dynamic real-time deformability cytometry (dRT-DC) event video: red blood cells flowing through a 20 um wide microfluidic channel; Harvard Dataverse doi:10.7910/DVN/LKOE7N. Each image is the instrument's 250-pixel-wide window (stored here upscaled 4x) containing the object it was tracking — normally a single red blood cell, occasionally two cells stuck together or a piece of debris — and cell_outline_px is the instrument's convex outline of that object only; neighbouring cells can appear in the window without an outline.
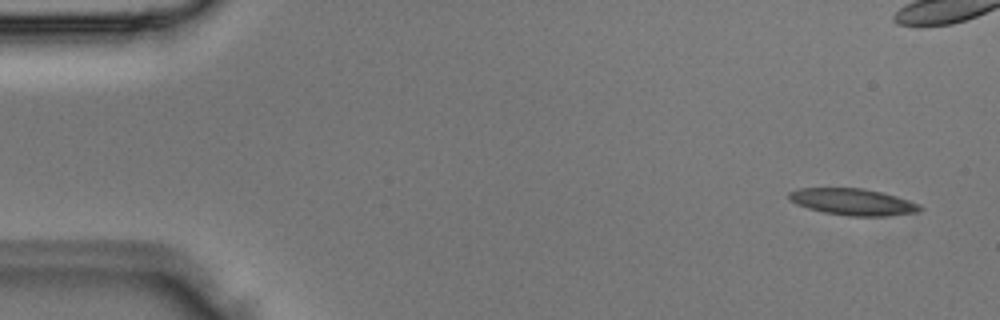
{"species": "Egyptian fruit bat (a non-hibernating species)", "species_latin": "Rousettus aegyptiacus", "temperature_condition": "room temperature", "stored_images_in_passage": 4, "camera_frame_rate_fps": 3000, "um_per_image_px": 0.085, "animal": {"sex": "male"}, "frame": {"image": 1, "passage_image": 1, "time_ms": 0.0, "image_size_px": [1000, 320], "cell_outline_px": [[924, 208], [920, 212], [888, 216], [848, 216], [824, 212], [808, 208], [796, 204], [788, 196], [788, 192], [800, 188], [864, 188], [896, 196], [920, 204]], "centroid_in_image_um": [72.53, 17.16], "position_along_channel_um": 12.5, "area_um2": 20.35}}